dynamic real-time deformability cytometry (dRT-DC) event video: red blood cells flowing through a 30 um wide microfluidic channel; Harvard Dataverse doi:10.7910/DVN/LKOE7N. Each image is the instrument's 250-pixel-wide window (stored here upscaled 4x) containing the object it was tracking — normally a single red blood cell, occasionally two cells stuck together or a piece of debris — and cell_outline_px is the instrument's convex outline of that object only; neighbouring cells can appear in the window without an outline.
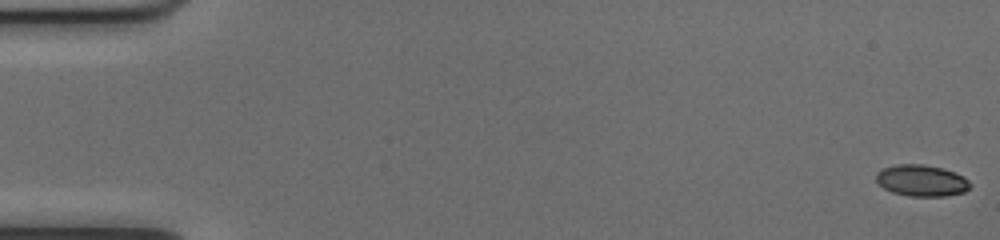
{"species": "common noctule bat (a hibernating species)", "species_latin": "Nyctalus noctula", "temperature_condition": "cold", "stored_images_in_passage": 17, "camera_frame_rate_fps": 3000, "um_per_image_px": 0.085, "animal": {"sex": "female", "body_mass_g": 17.0, "forearm_length_mm": 48.0}, "frame": {"image": 1, "passage_image": 1, "time_ms": 0.0, "image_size_px": [1000, 240], "cell_outline_px": [[968, 188], [964, 192], [944, 196], [908, 196], [892, 192], [884, 188], [876, 180], [876, 172], [884, 168], [896, 164], [920, 164], [940, 168], [964, 176], [968, 180]], "centroid_in_image_um": [78.29, 15.35], "position_along_channel_um": 6.7, "area_um2": 16.94}}
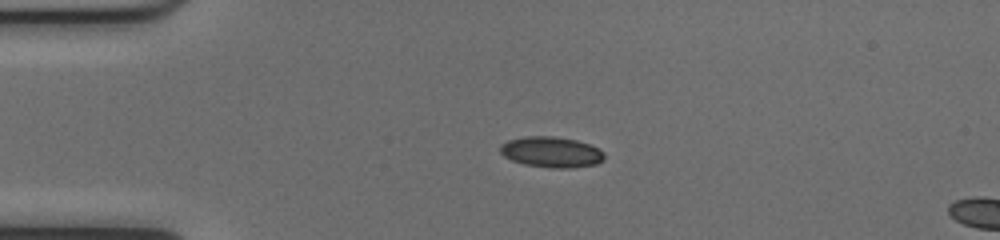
{"frame": {"image": 2, "passage_image": 13, "time_ms": 4.0, "image_size_px": [1000, 240], "cell_outline_px": [[604, 160], [596, 164], [572, 168], [552, 168], [524, 164], [512, 160], [504, 156], [500, 152], [500, 144], [508, 140], [528, 136], [552, 136], [576, 140], [588, 144], [604, 152]], "centroid_in_image_um": [46.86, 12.93], "position_along_channel_um": 38.1, "area_um2": 18.55}}